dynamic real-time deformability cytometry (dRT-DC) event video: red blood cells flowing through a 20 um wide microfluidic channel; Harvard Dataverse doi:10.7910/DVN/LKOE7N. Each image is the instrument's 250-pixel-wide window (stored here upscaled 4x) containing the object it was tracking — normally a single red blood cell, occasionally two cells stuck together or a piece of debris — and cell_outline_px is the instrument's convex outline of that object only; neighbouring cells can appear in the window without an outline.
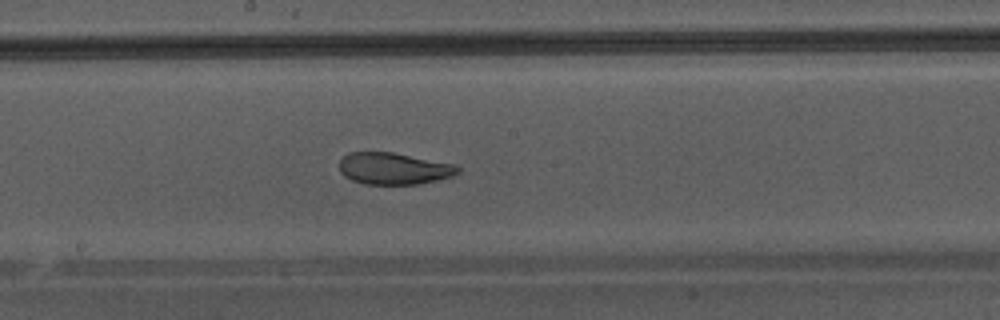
{"species": "Egyptian fruit bat (a non-hibernating species)", "species_latin": "Rousettus aegyptiacus", "temperature_condition": "warm", "stored_images_in_passage": 49, "camera_frame_rate_fps": 3000, "um_per_image_px": 0.085, "animal": {"sex": "male"}, "frame": {"image": 1, "passage_image": 28, "time_ms": 9.0, "image_size_px": [1000, 320], "cell_outline_px": [[460, 172], [452, 176], [420, 184], [364, 184], [352, 180], [344, 176], [340, 172], [340, 160], [348, 152], [392, 152], [456, 164], [460, 168]], "centroid_in_image_um": [33.48, 14.32], "position_along_channel_um": 214.7, "area_um2": 22.02}}